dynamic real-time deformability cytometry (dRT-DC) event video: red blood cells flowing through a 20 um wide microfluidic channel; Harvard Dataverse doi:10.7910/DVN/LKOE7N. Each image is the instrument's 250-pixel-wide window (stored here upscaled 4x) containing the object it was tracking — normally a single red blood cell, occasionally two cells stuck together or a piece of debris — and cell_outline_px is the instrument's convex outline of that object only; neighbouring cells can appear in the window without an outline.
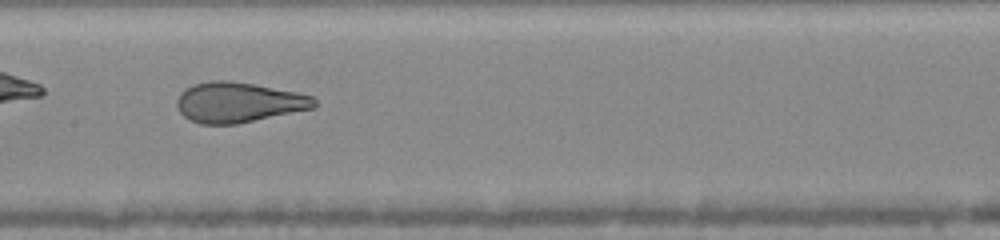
{"species": "human", "species_latin": "Homo sapiens", "temperature_condition": "warm", "stored_images_in_passage": 31, "camera_frame_rate_fps": 3000, "um_per_image_px": 0.085, "donor": {"sex": "female"}, "frame": {"image": 1, "passage_image": 10, "time_ms": 3.0, "image_size_px": [1000, 240], "cell_outline_px": [[316, 108], [236, 124], [200, 124], [188, 120], [180, 112], [176, 104], [176, 100], [180, 92], [184, 88], [192, 84], [212, 80], [224, 80], [252, 84], [296, 92], [312, 96], [316, 100]], "centroid_in_image_um": [20.24, 8.7], "position_along_channel_um": 187.2, "area_um2": 32.31}, "authors_computed_cell_mechanics": {"area_um2": 33.0616, "velocity_mm_per_s": 4.081, "shape_relaxation_time_tau1_ms": 5.62, "shape_relaxation_time_tau2_ms": 0.6379, "deformation_change_tau1": 0.2494, "deformation_change_tau2": 0.0849}}